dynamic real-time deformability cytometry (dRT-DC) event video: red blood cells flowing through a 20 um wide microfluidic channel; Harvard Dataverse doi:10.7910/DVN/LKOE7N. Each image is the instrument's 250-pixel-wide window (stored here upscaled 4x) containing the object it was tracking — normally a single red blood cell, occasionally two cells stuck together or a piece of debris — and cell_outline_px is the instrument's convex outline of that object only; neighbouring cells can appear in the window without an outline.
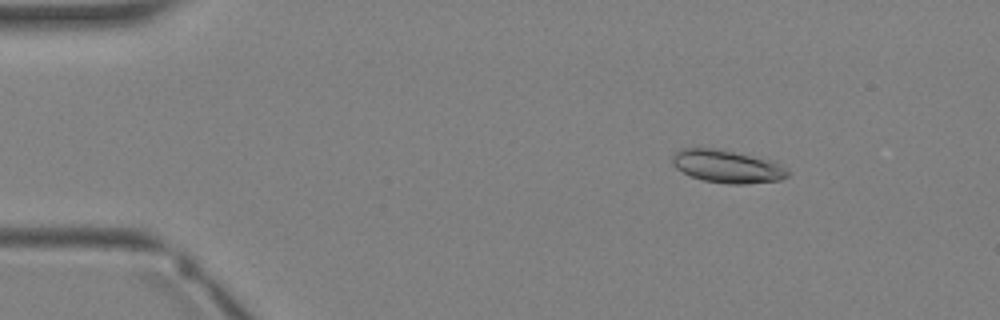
{"species": "Egyptian fruit bat (a non-hibernating species)", "species_latin": "Rousettus aegyptiacus", "temperature_condition": "warm", "stored_images_in_passage": 3, "camera_frame_rate_fps": 3000, "um_per_image_px": 0.085, "animal": {"sex": "female"}, "frame": {"image": 1, "passage_image": 1, "time_ms": 0.0, "image_size_px": [1000, 320], "cell_outline_px": [[788, 176], [780, 180], [744, 184], [728, 184], [704, 180], [692, 176], [676, 168], [672, 164], [672, 156], [680, 148], [716, 148], [772, 160], [784, 168], [788, 172]], "centroid_in_image_um": [61.79, 14.14], "position_along_channel_um": 23.2, "area_um2": 21.85}}